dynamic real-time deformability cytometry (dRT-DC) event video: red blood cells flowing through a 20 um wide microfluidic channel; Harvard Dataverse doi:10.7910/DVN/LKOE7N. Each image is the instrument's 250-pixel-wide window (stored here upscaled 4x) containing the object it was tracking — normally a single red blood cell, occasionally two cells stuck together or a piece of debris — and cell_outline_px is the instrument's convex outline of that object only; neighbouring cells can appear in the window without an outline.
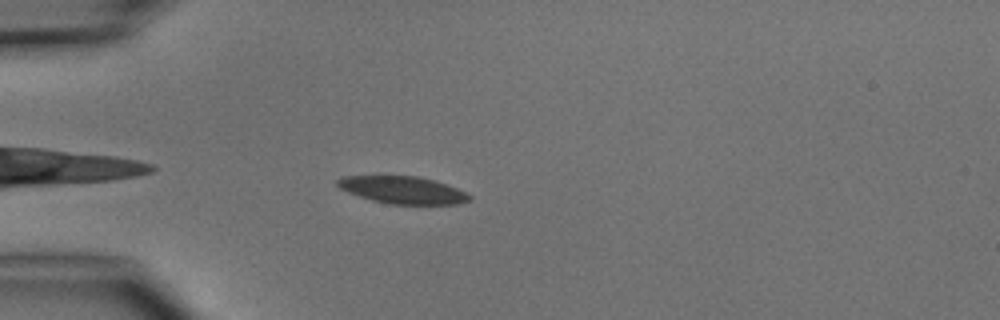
{"species": "common noctule bat (a hibernating species)", "species_latin": "Nyctalus noctula", "temperature_condition": "cold", "stored_images_in_passage": 3, "camera_frame_rate_fps": 3000, "um_per_image_px": 0.085, "animal": {"sex": "male", "body_mass_g": 15.6}, "frame": {"image": 1, "passage_image": 3, "time_ms": 2.333, "image_size_px": [1000, 320], "cell_outline_px": [[472, 200], [456, 204], [392, 204], [372, 200], [348, 192], [340, 188], [336, 184], [336, 180], [340, 176], [416, 176], [436, 180], [456, 188], [472, 196]], "centroid_in_image_um": [34.23, 16.14], "position_along_channel_um": 50.8, "area_um2": 20.92}}